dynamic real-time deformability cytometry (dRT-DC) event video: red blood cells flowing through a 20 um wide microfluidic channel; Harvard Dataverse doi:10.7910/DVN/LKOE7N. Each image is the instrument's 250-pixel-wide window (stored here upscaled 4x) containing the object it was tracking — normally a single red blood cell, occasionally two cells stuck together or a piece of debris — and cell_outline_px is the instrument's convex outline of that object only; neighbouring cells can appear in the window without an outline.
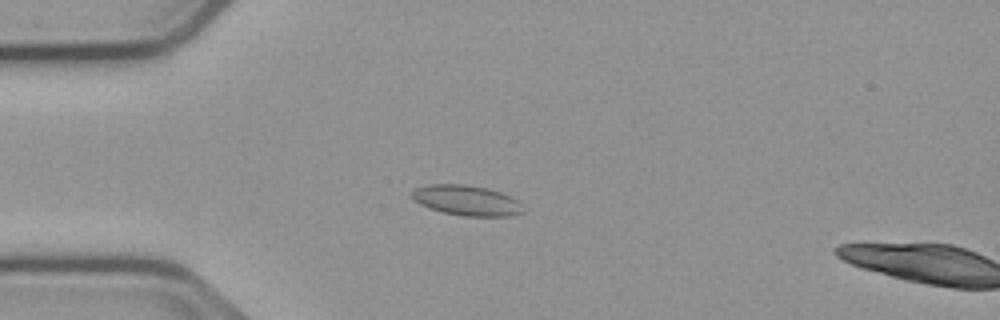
{"species": "common noctule bat (a hibernating species)", "species_latin": "Nyctalus noctula", "temperature_condition": "cold", "stored_images_in_passage": 17, "camera_frame_rate_fps": 3000, "um_per_image_px": 0.085, "animal": {"sex": "male", "body_mass_g": 23.1, "forearm_length_mm": 52.7}, "frame": {"image": 1, "passage_image": 15, "time_ms": 4.667, "image_size_px": [1000, 320], "cell_outline_px": [[524, 212], [508, 216], [464, 216], [444, 212], [420, 204], [412, 200], [412, 192], [416, 188], [428, 184], [464, 184], [488, 188], [500, 192], [516, 200], [520, 204]], "centroid_in_image_um": [39.64, 17.02], "position_along_channel_um": 45.4, "area_um2": 19.36}}